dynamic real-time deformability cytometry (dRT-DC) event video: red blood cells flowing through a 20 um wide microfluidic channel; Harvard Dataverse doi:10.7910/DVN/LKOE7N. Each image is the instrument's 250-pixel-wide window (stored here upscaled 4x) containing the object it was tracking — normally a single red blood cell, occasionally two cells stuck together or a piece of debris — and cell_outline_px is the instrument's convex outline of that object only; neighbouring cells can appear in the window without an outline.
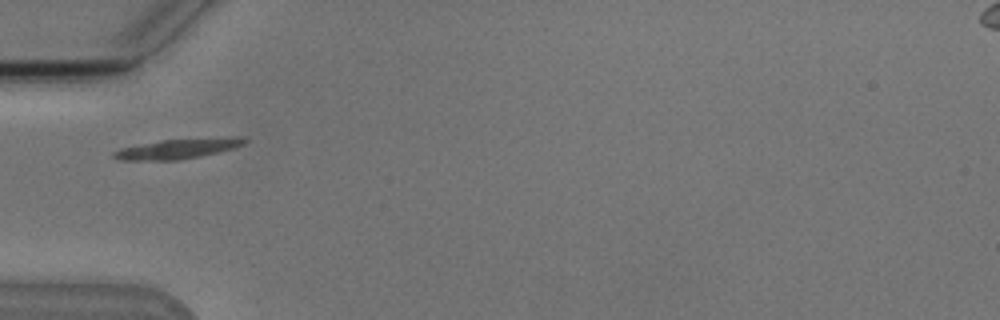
{"species": "Egyptian fruit bat (a non-hibernating species)", "species_latin": "Rousettus aegyptiacus", "temperature_condition": "cold", "stored_images_in_passage": 3, "camera_frame_rate_fps": 3000, "um_per_image_px": 0.085, "animal": {"sex": "male"}, "frame": {"image": 1, "passage_image": 1, "time_ms": 0.0, "image_size_px": [1000, 320], "cell_outline_px": [[248, 140], [244, 144], [236, 148], [176, 160], [120, 160], [112, 156], [112, 152], [120, 148], [160, 140], [228, 136], [240, 136]], "centroid_in_image_um": [15.15, 12.61], "position_along_channel_um": 69.9, "area_um2": 15.32}}
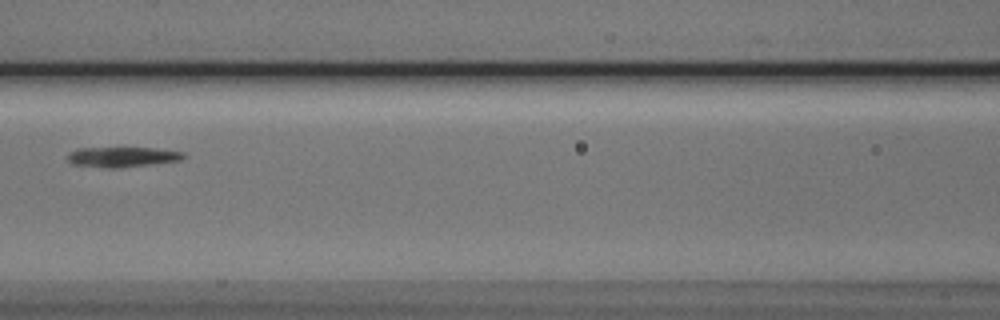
{"frame": {"image": 2, "passage_image": 3, "time_ms": 2.333, "image_size_px": [1000, 320], "cell_outline_px": [[184, 156], [180, 160], [152, 164], [120, 168], [104, 168], [72, 164], [68, 160], [68, 152], [80, 148], [156, 148], [184, 152]], "centroid_in_image_um": [10.37, 13.34], "position_along_channel_um": 156.2, "area_um2": 13.58}}